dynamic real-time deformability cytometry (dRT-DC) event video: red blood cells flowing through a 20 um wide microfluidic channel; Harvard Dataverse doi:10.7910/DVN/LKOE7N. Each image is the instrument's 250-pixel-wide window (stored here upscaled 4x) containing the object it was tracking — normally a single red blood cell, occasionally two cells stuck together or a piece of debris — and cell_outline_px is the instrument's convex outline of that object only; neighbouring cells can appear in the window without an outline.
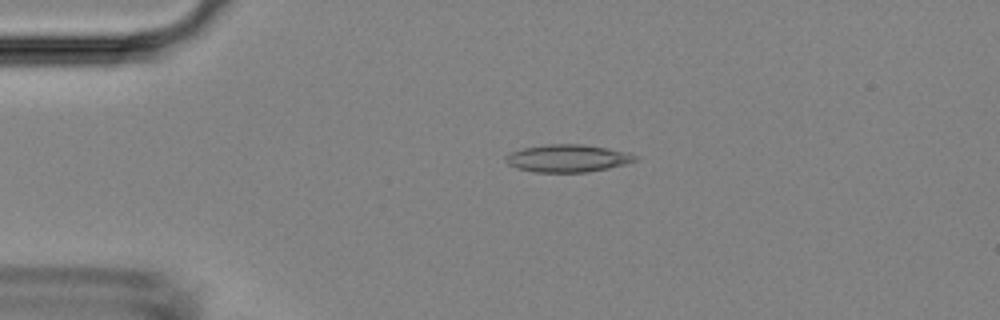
{"species": "Egyptian fruit bat (a non-hibernating species)", "species_latin": "Rousettus aegyptiacus", "temperature_condition": "room temperature", "stored_images_in_passage": 4, "camera_frame_rate_fps": 3000, "um_per_image_px": 0.085, "animal": {"sex": "female"}, "frame": {"image": 1, "passage_image": 3, "time_ms": 2.333, "image_size_px": [1000, 320], "cell_outline_px": [[636, 160], [624, 164], [608, 168], [588, 172], [536, 172], [516, 168], [508, 164], [504, 160], [504, 156], [512, 152], [524, 148], [544, 144], [584, 144], [608, 148], [628, 152], [636, 156]], "centroid_in_image_um": [48.22, 13.45], "position_along_channel_um": 36.8, "area_um2": 20.75}}